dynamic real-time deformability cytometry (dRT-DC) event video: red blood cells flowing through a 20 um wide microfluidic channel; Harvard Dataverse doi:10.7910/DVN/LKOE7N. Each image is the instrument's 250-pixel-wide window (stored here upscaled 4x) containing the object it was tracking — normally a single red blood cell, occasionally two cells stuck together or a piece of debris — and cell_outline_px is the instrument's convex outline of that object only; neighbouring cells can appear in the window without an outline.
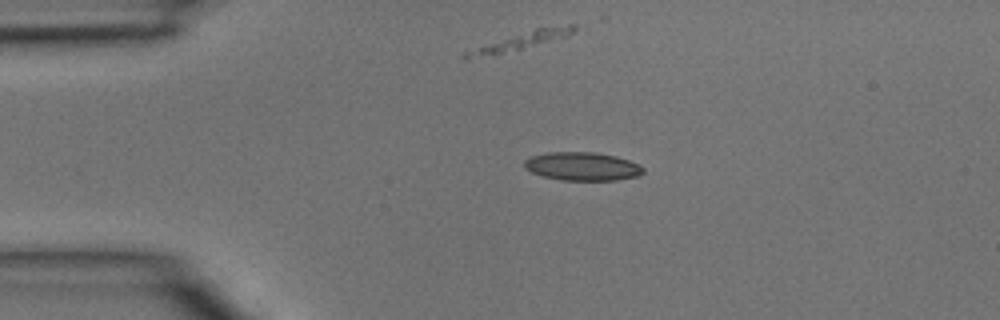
{"species": "common noctule bat (a hibernating species)", "species_latin": "Nyctalus noctula", "temperature_condition": "room temperature", "stored_images_in_passage": 3, "camera_frame_rate_fps": 3000, "um_per_image_px": 0.085, "animal": {"sex": "male", "body_mass_g": 15.6}, "frame": {"image": 1, "passage_image": 2, "time_ms": 0.333, "image_size_px": [1000, 320], "cell_outline_px": [[644, 172], [636, 176], [616, 180], [564, 180], [544, 176], [532, 172], [524, 168], [524, 160], [532, 156], [548, 152], [596, 152], [616, 156], [640, 164], [644, 168]], "centroid_in_image_um": [49.51, 14.13], "position_along_channel_um": 35.5, "area_um2": 19.59}}